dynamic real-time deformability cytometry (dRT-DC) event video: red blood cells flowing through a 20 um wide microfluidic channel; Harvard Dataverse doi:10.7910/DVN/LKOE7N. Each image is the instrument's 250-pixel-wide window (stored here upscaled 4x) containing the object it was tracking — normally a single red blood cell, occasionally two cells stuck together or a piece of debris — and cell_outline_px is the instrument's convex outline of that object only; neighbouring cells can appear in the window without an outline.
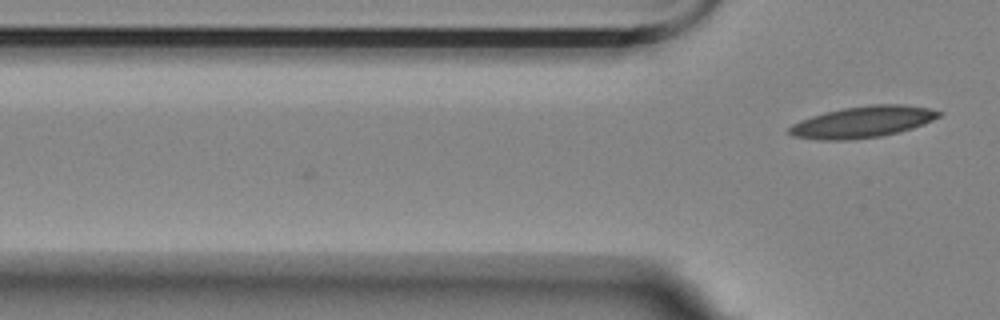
{"species": "Egyptian fruit bat (a non-hibernating species)", "species_latin": "Rousettus aegyptiacus", "temperature_condition": "room temperature", "stored_images_in_passage": 6, "camera_frame_rate_fps": 3000, "um_per_image_px": 0.085, "animal": {"sex": "female"}, "frame": {"image": 1, "passage_image": 6, "time_ms": 1.667, "image_size_px": [1000, 320], "cell_outline_px": [[944, 112], [940, 116], [924, 124], [900, 132], [880, 136], [844, 140], [820, 140], [792, 136], [788, 132], [788, 128], [792, 124], [800, 120], [824, 112], [844, 108], [872, 104], [904, 104], [928, 108]], "centroid_in_image_um": [73.33, 10.36], "position_along_channel_um": 52.5, "area_um2": 27.4}}